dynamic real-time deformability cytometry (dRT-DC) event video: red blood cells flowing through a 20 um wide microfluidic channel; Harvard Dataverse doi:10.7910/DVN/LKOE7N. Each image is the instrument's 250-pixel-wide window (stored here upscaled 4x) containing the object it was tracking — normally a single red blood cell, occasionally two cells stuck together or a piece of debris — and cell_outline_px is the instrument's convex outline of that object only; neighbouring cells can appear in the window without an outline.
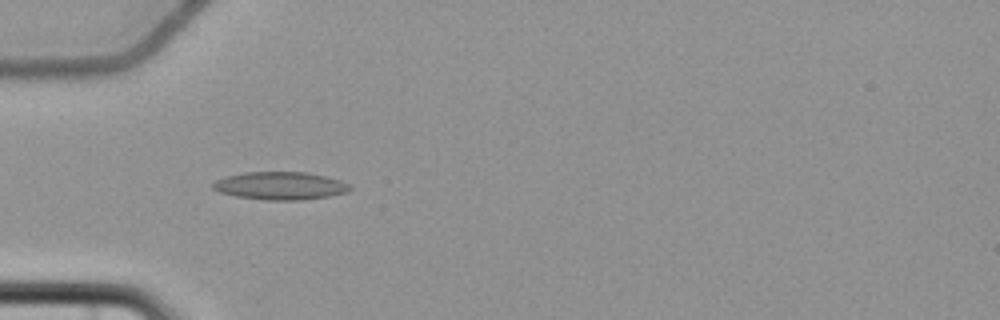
{"species": "common noctule bat (a hibernating species)", "species_latin": "Nyctalus noctula", "temperature_condition": "cold", "stored_images_in_passage": 7, "camera_frame_rate_fps": 3000, "um_per_image_px": 0.085, "animal": {"sex": "female", "body_mass_g": 22.7, "forearm_length_mm": 54.2}, "frame": {"image": 1, "passage_image": 5, "time_ms": 5.667, "image_size_px": [1000, 320], "cell_outline_px": [[352, 188], [348, 192], [328, 196], [300, 200], [264, 200], [236, 196], [220, 192], [212, 188], [212, 184], [216, 180], [228, 176], [244, 172], [308, 172], [340, 180], [348, 184]], "centroid_in_image_um": [23.83, 15.79], "position_along_channel_um": 61.2, "area_um2": 22.14}}
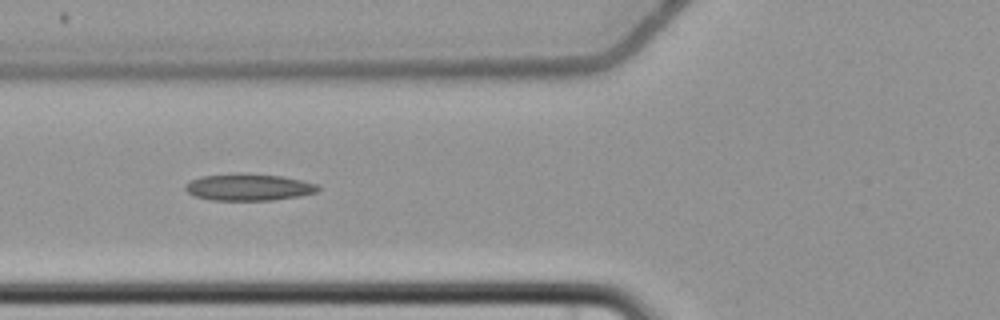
{"frame": {"image": 2, "passage_image": 6, "time_ms": 7.0, "image_size_px": [1000, 320], "cell_outline_px": [[320, 188], [316, 192], [300, 196], [272, 200], [212, 200], [196, 196], [188, 192], [184, 188], [192, 180], [200, 176], [240, 172], [280, 176], [320, 184]], "centroid_in_image_um": [21.16, 15.9], "position_along_channel_um": 104.6, "area_um2": 20.75}}
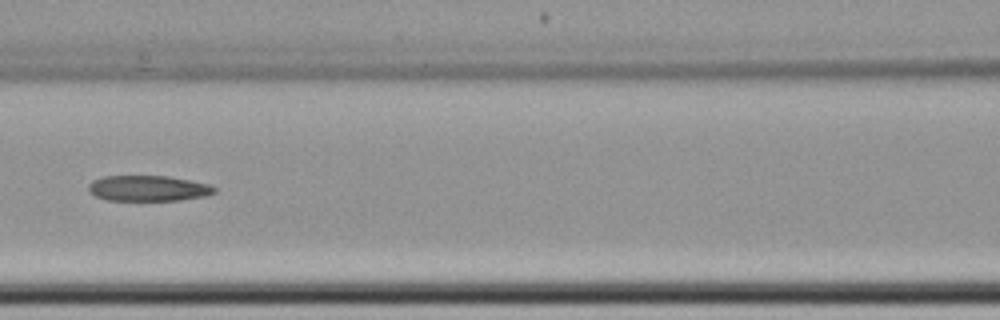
{"frame": {"image": 3, "passage_image": 7, "time_ms": 8.333, "image_size_px": [1000, 320], "cell_outline_px": [[216, 192], [208, 196], [180, 200], [108, 200], [96, 196], [88, 192], [88, 184], [92, 180], [104, 176], [168, 176], [208, 184], [216, 188]], "centroid_in_image_um": [12.59, 16.01], "position_along_channel_um": 154.0, "area_um2": 18.84}}